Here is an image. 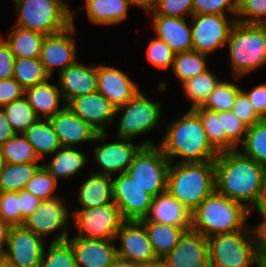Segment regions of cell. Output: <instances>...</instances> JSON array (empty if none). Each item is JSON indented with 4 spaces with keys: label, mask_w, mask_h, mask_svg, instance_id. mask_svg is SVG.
<instances>
[{
    "label": "cell",
    "mask_w": 266,
    "mask_h": 267,
    "mask_svg": "<svg viewBox=\"0 0 266 267\" xmlns=\"http://www.w3.org/2000/svg\"><path fill=\"white\" fill-rule=\"evenodd\" d=\"M214 163L215 190L249 210L257 200L266 167L238 149L218 153Z\"/></svg>",
    "instance_id": "1"
},
{
    "label": "cell",
    "mask_w": 266,
    "mask_h": 267,
    "mask_svg": "<svg viewBox=\"0 0 266 267\" xmlns=\"http://www.w3.org/2000/svg\"><path fill=\"white\" fill-rule=\"evenodd\" d=\"M158 146L170 160L180 158L179 163L214 161L218 152L209 143L199 115L189 109L168 125ZM161 144V145H159Z\"/></svg>",
    "instance_id": "2"
},
{
    "label": "cell",
    "mask_w": 266,
    "mask_h": 267,
    "mask_svg": "<svg viewBox=\"0 0 266 267\" xmlns=\"http://www.w3.org/2000/svg\"><path fill=\"white\" fill-rule=\"evenodd\" d=\"M249 210L214 190L191 213V229L209 238L216 234L244 230Z\"/></svg>",
    "instance_id": "3"
},
{
    "label": "cell",
    "mask_w": 266,
    "mask_h": 267,
    "mask_svg": "<svg viewBox=\"0 0 266 267\" xmlns=\"http://www.w3.org/2000/svg\"><path fill=\"white\" fill-rule=\"evenodd\" d=\"M177 162H170L166 191L192 213L215 190V163Z\"/></svg>",
    "instance_id": "4"
},
{
    "label": "cell",
    "mask_w": 266,
    "mask_h": 267,
    "mask_svg": "<svg viewBox=\"0 0 266 267\" xmlns=\"http://www.w3.org/2000/svg\"><path fill=\"white\" fill-rule=\"evenodd\" d=\"M232 75L238 80L266 64V24L236 21L226 42Z\"/></svg>",
    "instance_id": "5"
},
{
    "label": "cell",
    "mask_w": 266,
    "mask_h": 267,
    "mask_svg": "<svg viewBox=\"0 0 266 267\" xmlns=\"http://www.w3.org/2000/svg\"><path fill=\"white\" fill-rule=\"evenodd\" d=\"M15 25L45 36L65 30L73 23V11L64 0H15Z\"/></svg>",
    "instance_id": "6"
},
{
    "label": "cell",
    "mask_w": 266,
    "mask_h": 267,
    "mask_svg": "<svg viewBox=\"0 0 266 267\" xmlns=\"http://www.w3.org/2000/svg\"><path fill=\"white\" fill-rule=\"evenodd\" d=\"M207 242L213 267H250L258 264L251 226L244 230L213 235L207 238Z\"/></svg>",
    "instance_id": "7"
},
{
    "label": "cell",
    "mask_w": 266,
    "mask_h": 267,
    "mask_svg": "<svg viewBox=\"0 0 266 267\" xmlns=\"http://www.w3.org/2000/svg\"><path fill=\"white\" fill-rule=\"evenodd\" d=\"M170 160L158 145L143 146L126 173L153 198L166 192Z\"/></svg>",
    "instance_id": "8"
},
{
    "label": "cell",
    "mask_w": 266,
    "mask_h": 267,
    "mask_svg": "<svg viewBox=\"0 0 266 267\" xmlns=\"http://www.w3.org/2000/svg\"><path fill=\"white\" fill-rule=\"evenodd\" d=\"M161 107L159 101H150L145 93L139 90L125 105L116 108V116L122 113L117 125V137L132 140L154 130L156 125L160 126L159 120L163 115Z\"/></svg>",
    "instance_id": "9"
},
{
    "label": "cell",
    "mask_w": 266,
    "mask_h": 267,
    "mask_svg": "<svg viewBox=\"0 0 266 267\" xmlns=\"http://www.w3.org/2000/svg\"><path fill=\"white\" fill-rule=\"evenodd\" d=\"M71 213L78 237L88 239L115 240L125 221L114 202L96 208H81Z\"/></svg>",
    "instance_id": "10"
},
{
    "label": "cell",
    "mask_w": 266,
    "mask_h": 267,
    "mask_svg": "<svg viewBox=\"0 0 266 267\" xmlns=\"http://www.w3.org/2000/svg\"><path fill=\"white\" fill-rule=\"evenodd\" d=\"M69 215L64 200L55 196L42 200L36 210L24 219L22 226L41 238L57 232V236L53 238L52 242L65 241L68 238V230L72 226L69 224Z\"/></svg>",
    "instance_id": "11"
},
{
    "label": "cell",
    "mask_w": 266,
    "mask_h": 267,
    "mask_svg": "<svg viewBox=\"0 0 266 267\" xmlns=\"http://www.w3.org/2000/svg\"><path fill=\"white\" fill-rule=\"evenodd\" d=\"M192 50L204 54L226 46L236 18L227 15L197 14L191 17Z\"/></svg>",
    "instance_id": "12"
},
{
    "label": "cell",
    "mask_w": 266,
    "mask_h": 267,
    "mask_svg": "<svg viewBox=\"0 0 266 267\" xmlns=\"http://www.w3.org/2000/svg\"><path fill=\"white\" fill-rule=\"evenodd\" d=\"M107 132L98 133L94 142H102L100 146L94 148V158L98 166L101 168L100 174L117 175L125 173L129 165L132 163L134 156L139 152L143 146H153L155 145L153 140H145L141 144L134 146L131 143V139L118 138L115 142L104 143L107 138Z\"/></svg>",
    "instance_id": "13"
},
{
    "label": "cell",
    "mask_w": 266,
    "mask_h": 267,
    "mask_svg": "<svg viewBox=\"0 0 266 267\" xmlns=\"http://www.w3.org/2000/svg\"><path fill=\"white\" fill-rule=\"evenodd\" d=\"M46 244L23 226H10L3 258L14 267H39Z\"/></svg>",
    "instance_id": "14"
},
{
    "label": "cell",
    "mask_w": 266,
    "mask_h": 267,
    "mask_svg": "<svg viewBox=\"0 0 266 267\" xmlns=\"http://www.w3.org/2000/svg\"><path fill=\"white\" fill-rule=\"evenodd\" d=\"M117 176L112 179L113 202L119 207L123 219H144L149 213L153 197L126 172Z\"/></svg>",
    "instance_id": "15"
},
{
    "label": "cell",
    "mask_w": 266,
    "mask_h": 267,
    "mask_svg": "<svg viewBox=\"0 0 266 267\" xmlns=\"http://www.w3.org/2000/svg\"><path fill=\"white\" fill-rule=\"evenodd\" d=\"M74 13L75 10H73V23L69 27L63 31L46 35L43 39L39 59L50 77L55 69L59 73L78 61L76 60V40L72 37L76 30Z\"/></svg>",
    "instance_id": "16"
},
{
    "label": "cell",
    "mask_w": 266,
    "mask_h": 267,
    "mask_svg": "<svg viewBox=\"0 0 266 267\" xmlns=\"http://www.w3.org/2000/svg\"><path fill=\"white\" fill-rule=\"evenodd\" d=\"M116 239L121 241V246L116 250L117 256L122 259L139 265L157 258L141 221L125 220Z\"/></svg>",
    "instance_id": "17"
},
{
    "label": "cell",
    "mask_w": 266,
    "mask_h": 267,
    "mask_svg": "<svg viewBox=\"0 0 266 267\" xmlns=\"http://www.w3.org/2000/svg\"><path fill=\"white\" fill-rule=\"evenodd\" d=\"M139 88L122 70L102 63L97 65V92L115 108L125 105L137 94Z\"/></svg>",
    "instance_id": "18"
},
{
    "label": "cell",
    "mask_w": 266,
    "mask_h": 267,
    "mask_svg": "<svg viewBox=\"0 0 266 267\" xmlns=\"http://www.w3.org/2000/svg\"><path fill=\"white\" fill-rule=\"evenodd\" d=\"M67 106L98 133L116 118V108L99 92L76 97Z\"/></svg>",
    "instance_id": "19"
},
{
    "label": "cell",
    "mask_w": 266,
    "mask_h": 267,
    "mask_svg": "<svg viewBox=\"0 0 266 267\" xmlns=\"http://www.w3.org/2000/svg\"><path fill=\"white\" fill-rule=\"evenodd\" d=\"M71 243L77 267H111L117 256L115 240L88 239L74 236Z\"/></svg>",
    "instance_id": "20"
},
{
    "label": "cell",
    "mask_w": 266,
    "mask_h": 267,
    "mask_svg": "<svg viewBox=\"0 0 266 267\" xmlns=\"http://www.w3.org/2000/svg\"><path fill=\"white\" fill-rule=\"evenodd\" d=\"M63 105L59 112L48 119L61 145L76 148L82 142H94L98 132L67 105Z\"/></svg>",
    "instance_id": "21"
},
{
    "label": "cell",
    "mask_w": 266,
    "mask_h": 267,
    "mask_svg": "<svg viewBox=\"0 0 266 267\" xmlns=\"http://www.w3.org/2000/svg\"><path fill=\"white\" fill-rule=\"evenodd\" d=\"M58 76L65 105L76 97L97 92V66L94 63L87 66L76 61Z\"/></svg>",
    "instance_id": "22"
},
{
    "label": "cell",
    "mask_w": 266,
    "mask_h": 267,
    "mask_svg": "<svg viewBox=\"0 0 266 267\" xmlns=\"http://www.w3.org/2000/svg\"><path fill=\"white\" fill-rule=\"evenodd\" d=\"M209 258L207 238L188 229L180 236L177 245L163 259L168 267H197Z\"/></svg>",
    "instance_id": "23"
},
{
    "label": "cell",
    "mask_w": 266,
    "mask_h": 267,
    "mask_svg": "<svg viewBox=\"0 0 266 267\" xmlns=\"http://www.w3.org/2000/svg\"><path fill=\"white\" fill-rule=\"evenodd\" d=\"M140 221H151L191 229V212L167 191L155 196L148 215Z\"/></svg>",
    "instance_id": "24"
},
{
    "label": "cell",
    "mask_w": 266,
    "mask_h": 267,
    "mask_svg": "<svg viewBox=\"0 0 266 267\" xmlns=\"http://www.w3.org/2000/svg\"><path fill=\"white\" fill-rule=\"evenodd\" d=\"M156 37L165 42L175 53L192 50L191 25L186 18L153 16Z\"/></svg>",
    "instance_id": "25"
},
{
    "label": "cell",
    "mask_w": 266,
    "mask_h": 267,
    "mask_svg": "<svg viewBox=\"0 0 266 267\" xmlns=\"http://www.w3.org/2000/svg\"><path fill=\"white\" fill-rule=\"evenodd\" d=\"M49 80L25 89L24 96L39 119H49L64 107L60 108L63 97L59 87Z\"/></svg>",
    "instance_id": "26"
},
{
    "label": "cell",
    "mask_w": 266,
    "mask_h": 267,
    "mask_svg": "<svg viewBox=\"0 0 266 267\" xmlns=\"http://www.w3.org/2000/svg\"><path fill=\"white\" fill-rule=\"evenodd\" d=\"M112 179L110 175L92 171L80 185L77 201L81 208H96L113 203Z\"/></svg>",
    "instance_id": "27"
},
{
    "label": "cell",
    "mask_w": 266,
    "mask_h": 267,
    "mask_svg": "<svg viewBox=\"0 0 266 267\" xmlns=\"http://www.w3.org/2000/svg\"><path fill=\"white\" fill-rule=\"evenodd\" d=\"M86 4L78 11L86 10L88 20L96 25H115L128 16V0H85Z\"/></svg>",
    "instance_id": "28"
},
{
    "label": "cell",
    "mask_w": 266,
    "mask_h": 267,
    "mask_svg": "<svg viewBox=\"0 0 266 267\" xmlns=\"http://www.w3.org/2000/svg\"><path fill=\"white\" fill-rule=\"evenodd\" d=\"M87 162V156L74 147L61 146L48 163L42 165L56 179H67L82 169Z\"/></svg>",
    "instance_id": "29"
},
{
    "label": "cell",
    "mask_w": 266,
    "mask_h": 267,
    "mask_svg": "<svg viewBox=\"0 0 266 267\" xmlns=\"http://www.w3.org/2000/svg\"><path fill=\"white\" fill-rule=\"evenodd\" d=\"M14 29L3 38L15 58H36L40 56L45 35L14 25Z\"/></svg>",
    "instance_id": "30"
},
{
    "label": "cell",
    "mask_w": 266,
    "mask_h": 267,
    "mask_svg": "<svg viewBox=\"0 0 266 267\" xmlns=\"http://www.w3.org/2000/svg\"><path fill=\"white\" fill-rule=\"evenodd\" d=\"M146 229L152 249L157 258H164L177 245L184 233L182 227L160 224L151 221H141Z\"/></svg>",
    "instance_id": "31"
},
{
    "label": "cell",
    "mask_w": 266,
    "mask_h": 267,
    "mask_svg": "<svg viewBox=\"0 0 266 267\" xmlns=\"http://www.w3.org/2000/svg\"><path fill=\"white\" fill-rule=\"evenodd\" d=\"M39 159L53 155L62 145L48 119H38L23 133Z\"/></svg>",
    "instance_id": "32"
},
{
    "label": "cell",
    "mask_w": 266,
    "mask_h": 267,
    "mask_svg": "<svg viewBox=\"0 0 266 267\" xmlns=\"http://www.w3.org/2000/svg\"><path fill=\"white\" fill-rule=\"evenodd\" d=\"M41 166L38 162L6 163L0 177V192L24 190L26 184Z\"/></svg>",
    "instance_id": "33"
},
{
    "label": "cell",
    "mask_w": 266,
    "mask_h": 267,
    "mask_svg": "<svg viewBox=\"0 0 266 267\" xmlns=\"http://www.w3.org/2000/svg\"><path fill=\"white\" fill-rule=\"evenodd\" d=\"M215 75L207 69L203 73L182 83L184 94L187 97L186 99L192 103L190 109L203 106L209 99L211 92L221 81Z\"/></svg>",
    "instance_id": "34"
},
{
    "label": "cell",
    "mask_w": 266,
    "mask_h": 267,
    "mask_svg": "<svg viewBox=\"0 0 266 267\" xmlns=\"http://www.w3.org/2000/svg\"><path fill=\"white\" fill-rule=\"evenodd\" d=\"M206 57L207 54L195 50L176 53L172 71L183 83L208 69Z\"/></svg>",
    "instance_id": "35"
},
{
    "label": "cell",
    "mask_w": 266,
    "mask_h": 267,
    "mask_svg": "<svg viewBox=\"0 0 266 267\" xmlns=\"http://www.w3.org/2000/svg\"><path fill=\"white\" fill-rule=\"evenodd\" d=\"M13 77L24 88H28L50 79L39 57L15 58Z\"/></svg>",
    "instance_id": "36"
},
{
    "label": "cell",
    "mask_w": 266,
    "mask_h": 267,
    "mask_svg": "<svg viewBox=\"0 0 266 267\" xmlns=\"http://www.w3.org/2000/svg\"><path fill=\"white\" fill-rule=\"evenodd\" d=\"M241 145L244 156L266 167V119L248 127Z\"/></svg>",
    "instance_id": "37"
},
{
    "label": "cell",
    "mask_w": 266,
    "mask_h": 267,
    "mask_svg": "<svg viewBox=\"0 0 266 267\" xmlns=\"http://www.w3.org/2000/svg\"><path fill=\"white\" fill-rule=\"evenodd\" d=\"M2 108L7 121L16 134H23L39 119L25 96L2 106Z\"/></svg>",
    "instance_id": "38"
},
{
    "label": "cell",
    "mask_w": 266,
    "mask_h": 267,
    "mask_svg": "<svg viewBox=\"0 0 266 267\" xmlns=\"http://www.w3.org/2000/svg\"><path fill=\"white\" fill-rule=\"evenodd\" d=\"M6 163L20 164L38 162L33 146L23 134H15L0 146Z\"/></svg>",
    "instance_id": "39"
},
{
    "label": "cell",
    "mask_w": 266,
    "mask_h": 267,
    "mask_svg": "<svg viewBox=\"0 0 266 267\" xmlns=\"http://www.w3.org/2000/svg\"><path fill=\"white\" fill-rule=\"evenodd\" d=\"M193 110L199 115L203 128L206 132L207 139L212 147L218 152L226 151V134L222 130V117H219L218 112L211 111L198 106Z\"/></svg>",
    "instance_id": "40"
},
{
    "label": "cell",
    "mask_w": 266,
    "mask_h": 267,
    "mask_svg": "<svg viewBox=\"0 0 266 267\" xmlns=\"http://www.w3.org/2000/svg\"><path fill=\"white\" fill-rule=\"evenodd\" d=\"M241 90V87L235 83L226 80L220 81L203 107L218 113L231 111L235 98Z\"/></svg>",
    "instance_id": "41"
},
{
    "label": "cell",
    "mask_w": 266,
    "mask_h": 267,
    "mask_svg": "<svg viewBox=\"0 0 266 267\" xmlns=\"http://www.w3.org/2000/svg\"><path fill=\"white\" fill-rule=\"evenodd\" d=\"M43 252L39 267H77L74 251L68 240L51 242Z\"/></svg>",
    "instance_id": "42"
},
{
    "label": "cell",
    "mask_w": 266,
    "mask_h": 267,
    "mask_svg": "<svg viewBox=\"0 0 266 267\" xmlns=\"http://www.w3.org/2000/svg\"><path fill=\"white\" fill-rule=\"evenodd\" d=\"M222 117V130L226 134V151L238 149L245 139L248 126L242 122L232 111L219 112Z\"/></svg>",
    "instance_id": "43"
},
{
    "label": "cell",
    "mask_w": 266,
    "mask_h": 267,
    "mask_svg": "<svg viewBox=\"0 0 266 267\" xmlns=\"http://www.w3.org/2000/svg\"><path fill=\"white\" fill-rule=\"evenodd\" d=\"M57 183L56 179L42 165L26 184L25 190L41 200H47L57 196L54 192Z\"/></svg>",
    "instance_id": "44"
},
{
    "label": "cell",
    "mask_w": 266,
    "mask_h": 267,
    "mask_svg": "<svg viewBox=\"0 0 266 267\" xmlns=\"http://www.w3.org/2000/svg\"><path fill=\"white\" fill-rule=\"evenodd\" d=\"M175 52L160 38L152 39L146 49V57L156 69L167 70L173 66Z\"/></svg>",
    "instance_id": "45"
},
{
    "label": "cell",
    "mask_w": 266,
    "mask_h": 267,
    "mask_svg": "<svg viewBox=\"0 0 266 267\" xmlns=\"http://www.w3.org/2000/svg\"><path fill=\"white\" fill-rule=\"evenodd\" d=\"M236 21L266 24V0H238Z\"/></svg>",
    "instance_id": "46"
},
{
    "label": "cell",
    "mask_w": 266,
    "mask_h": 267,
    "mask_svg": "<svg viewBox=\"0 0 266 267\" xmlns=\"http://www.w3.org/2000/svg\"><path fill=\"white\" fill-rule=\"evenodd\" d=\"M238 0H193V15H237Z\"/></svg>",
    "instance_id": "47"
},
{
    "label": "cell",
    "mask_w": 266,
    "mask_h": 267,
    "mask_svg": "<svg viewBox=\"0 0 266 267\" xmlns=\"http://www.w3.org/2000/svg\"><path fill=\"white\" fill-rule=\"evenodd\" d=\"M0 219L8 226H21L19 191L0 192Z\"/></svg>",
    "instance_id": "48"
},
{
    "label": "cell",
    "mask_w": 266,
    "mask_h": 267,
    "mask_svg": "<svg viewBox=\"0 0 266 267\" xmlns=\"http://www.w3.org/2000/svg\"><path fill=\"white\" fill-rule=\"evenodd\" d=\"M153 16L185 18L193 15V0H158ZM190 15V16H189Z\"/></svg>",
    "instance_id": "49"
},
{
    "label": "cell",
    "mask_w": 266,
    "mask_h": 267,
    "mask_svg": "<svg viewBox=\"0 0 266 267\" xmlns=\"http://www.w3.org/2000/svg\"><path fill=\"white\" fill-rule=\"evenodd\" d=\"M231 111L248 127L262 120L242 90L237 94Z\"/></svg>",
    "instance_id": "50"
},
{
    "label": "cell",
    "mask_w": 266,
    "mask_h": 267,
    "mask_svg": "<svg viewBox=\"0 0 266 267\" xmlns=\"http://www.w3.org/2000/svg\"><path fill=\"white\" fill-rule=\"evenodd\" d=\"M25 89L14 78L0 80V107L22 98Z\"/></svg>",
    "instance_id": "51"
},
{
    "label": "cell",
    "mask_w": 266,
    "mask_h": 267,
    "mask_svg": "<svg viewBox=\"0 0 266 267\" xmlns=\"http://www.w3.org/2000/svg\"><path fill=\"white\" fill-rule=\"evenodd\" d=\"M15 57L9 45L0 35V80L13 77Z\"/></svg>",
    "instance_id": "52"
},
{
    "label": "cell",
    "mask_w": 266,
    "mask_h": 267,
    "mask_svg": "<svg viewBox=\"0 0 266 267\" xmlns=\"http://www.w3.org/2000/svg\"><path fill=\"white\" fill-rule=\"evenodd\" d=\"M248 97L255 112L266 119V82L256 85L251 91L242 90Z\"/></svg>",
    "instance_id": "53"
},
{
    "label": "cell",
    "mask_w": 266,
    "mask_h": 267,
    "mask_svg": "<svg viewBox=\"0 0 266 267\" xmlns=\"http://www.w3.org/2000/svg\"><path fill=\"white\" fill-rule=\"evenodd\" d=\"M42 200L34 196L30 192L24 190L19 191V204L21 211V226L24 219L33 213Z\"/></svg>",
    "instance_id": "54"
},
{
    "label": "cell",
    "mask_w": 266,
    "mask_h": 267,
    "mask_svg": "<svg viewBox=\"0 0 266 267\" xmlns=\"http://www.w3.org/2000/svg\"><path fill=\"white\" fill-rule=\"evenodd\" d=\"M262 222L258 226H251L257 255L266 254V214H259Z\"/></svg>",
    "instance_id": "55"
},
{
    "label": "cell",
    "mask_w": 266,
    "mask_h": 267,
    "mask_svg": "<svg viewBox=\"0 0 266 267\" xmlns=\"http://www.w3.org/2000/svg\"><path fill=\"white\" fill-rule=\"evenodd\" d=\"M257 210L259 214H266V172L262 178L259 194L256 202L249 209V216L253 210Z\"/></svg>",
    "instance_id": "56"
},
{
    "label": "cell",
    "mask_w": 266,
    "mask_h": 267,
    "mask_svg": "<svg viewBox=\"0 0 266 267\" xmlns=\"http://www.w3.org/2000/svg\"><path fill=\"white\" fill-rule=\"evenodd\" d=\"M16 133L6 119L4 110L0 107V146Z\"/></svg>",
    "instance_id": "57"
},
{
    "label": "cell",
    "mask_w": 266,
    "mask_h": 267,
    "mask_svg": "<svg viewBox=\"0 0 266 267\" xmlns=\"http://www.w3.org/2000/svg\"><path fill=\"white\" fill-rule=\"evenodd\" d=\"M158 0H128L130 6L144 9L149 14L152 13L157 5Z\"/></svg>",
    "instance_id": "58"
},
{
    "label": "cell",
    "mask_w": 266,
    "mask_h": 267,
    "mask_svg": "<svg viewBox=\"0 0 266 267\" xmlns=\"http://www.w3.org/2000/svg\"><path fill=\"white\" fill-rule=\"evenodd\" d=\"M9 229H10V226L6 225L0 219V252H3L5 250L4 246L7 245V237H8Z\"/></svg>",
    "instance_id": "59"
},
{
    "label": "cell",
    "mask_w": 266,
    "mask_h": 267,
    "mask_svg": "<svg viewBox=\"0 0 266 267\" xmlns=\"http://www.w3.org/2000/svg\"><path fill=\"white\" fill-rule=\"evenodd\" d=\"M138 267H168L163 258H156L154 260L139 264Z\"/></svg>",
    "instance_id": "60"
},
{
    "label": "cell",
    "mask_w": 266,
    "mask_h": 267,
    "mask_svg": "<svg viewBox=\"0 0 266 267\" xmlns=\"http://www.w3.org/2000/svg\"><path fill=\"white\" fill-rule=\"evenodd\" d=\"M111 267H138V264L117 257Z\"/></svg>",
    "instance_id": "61"
},
{
    "label": "cell",
    "mask_w": 266,
    "mask_h": 267,
    "mask_svg": "<svg viewBox=\"0 0 266 267\" xmlns=\"http://www.w3.org/2000/svg\"><path fill=\"white\" fill-rule=\"evenodd\" d=\"M259 267H266V254L258 256V264Z\"/></svg>",
    "instance_id": "62"
},
{
    "label": "cell",
    "mask_w": 266,
    "mask_h": 267,
    "mask_svg": "<svg viewBox=\"0 0 266 267\" xmlns=\"http://www.w3.org/2000/svg\"><path fill=\"white\" fill-rule=\"evenodd\" d=\"M6 165L5 159L3 158L1 149H0V177L3 172L4 166Z\"/></svg>",
    "instance_id": "63"
},
{
    "label": "cell",
    "mask_w": 266,
    "mask_h": 267,
    "mask_svg": "<svg viewBox=\"0 0 266 267\" xmlns=\"http://www.w3.org/2000/svg\"><path fill=\"white\" fill-rule=\"evenodd\" d=\"M197 267H213L212 260L208 258L203 264L198 265Z\"/></svg>",
    "instance_id": "64"
},
{
    "label": "cell",
    "mask_w": 266,
    "mask_h": 267,
    "mask_svg": "<svg viewBox=\"0 0 266 267\" xmlns=\"http://www.w3.org/2000/svg\"><path fill=\"white\" fill-rule=\"evenodd\" d=\"M0 267H14V266L3 258L0 261Z\"/></svg>",
    "instance_id": "65"
},
{
    "label": "cell",
    "mask_w": 266,
    "mask_h": 267,
    "mask_svg": "<svg viewBox=\"0 0 266 267\" xmlns=\"http://www.w3.org/2000/svg\"><path fill=\"white\" fill-rule=\"evenodd\" d=\"M3 259V252H0V261Z\"/></svg>",
    "instance_id": "66"
}]
</instances>
